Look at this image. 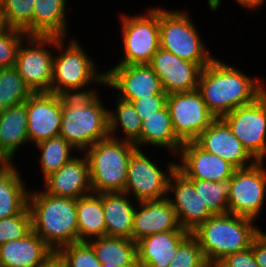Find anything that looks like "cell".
I'll return each mask as SVG.
<instances>
[{"label": "cell", "mask_w": 266, "mask_h": 267, "mask_svg": "<svg viewBox=\"0 0 266 267\" xmlns=\"http://www.w3.org/2000/svg\"><path fill=\"white\" fill-rule=\"evenodd\" d=\"M263 79L250 77L233 65L214 58L201 70L197 90L208 110L221 118L234 109L250 104L265 91Z\"/></svg>", "instance_id": "6da1fadb"}, {"label": "cell", "mask_w": 266, "mask_h": 267, "mask_svg": "<svg viewBox=\"0 0 266 267\" xmlns=\"http://www.w3.org/2000/svg\"><path fill=\"white\" fill-rule=\"evenodd\" d=\"M99 95L62 96L60 136L80 154L110 136L108 109Z\"/></svg>", "instance_id": "7a4b0ae2"}, {"label": "cell", "mask_w": 266, "mask_h": 267, "mask_svg": "<svg viewBox=\"0 0 266 267\" xmlns=\"http://www.w3.org/2000/svg\"><path fill=\"white\" fill-rule=\"evenodd\" d=\"M28 208L32 231L57 253L62 247L79 242L76 200L56 197L42 191H29Z\"/></svg>", "instance_id": "3957f363"}, {"label": "cell", "mask_w": 266, "mask_h": 267, "mask_svg": "<svg viewBox=\"0 0 266 267\" xmlns=\"http://www.w3.org/2000/svg\"><path fill=\"white\" fill-rule=\"evenodd\" d=\"M254 221L232 213L212 215L192 232L210 267L216 266L227 255L251 247L261 230Z\"/></svg>", "instance_id": "277c9868"}, {"label": "cell", "mask_w": 266, "mask_h": 267, "mask_svg": "<svg viewBox=\"0 0 266 267\" xmlns=\"http://www.w3.org/2000/svg\"><path fill=\"white\" fill-rule=\"evenodd\" d=\"M68 40L66 45V37L55 36L54 48L59 55H54L53 59L51 93L66 96L96 92L95 88L89 89L87 85H105V72L97 70V64L81 43L76 39Z\"/></svg>", "instance_id": "5b68a950"}, {"label": "cell", "mask_w": 266, "mask_h": 267, "mask_svg": "<svg viewBox=\"0 0 266 267\" xmlns=\"http://www.w3.org/2000/svg\"><path fill=\"white\" fill-rule=\"evenodd\" d=\"M136 149L131 142L108 136L85 150L93 193L124 192L128 163Z\"/></svg>", "instance_id": "8992f818"}, {"label": "cell", "mask_w": 266, "mask_h": 267, "mask_svg": "<svg viewBox=\"0 0 266 267\" xmlns=\"http://www.w3.org/2000/svg\"><path fill=\"white\" fill-rule=\"evenodd\" d=\"M190 18L184 10H166L159 6L160 48L203 68L215 57Z\"/></svg>", "instance_id": "52a82bcc"}, {"label": "cell", "mask_w": 266, "mask_h": 267, "mask_svg": "<svg viewBox=\"0 0 266 267\" xmlns=\"http://www.w3.org/2000/svg\"><path fill=\"white\" fill-rule=\"evenodd\" d=\"M119 20L124 53L115 65L148 64L160 48L159 7L143 14H122Z\"/></svg>", "instance_id": "ba28073f"}, {"label": "cell", "mask_w": 266, "mask_h": 267, "mask_svg": "<svg viewBox=\"0 0 266 267\" xmlns=\"http://www.w3.org/2000/svg\"><path fill=\"white\" fill-rule=\"evenodd\" d=\"M54 46L55 36L27 35L18 48L14 67L33 93H51Z\"/></svg>", "instance_id": "9c48e42d"}, {"label": "cell", "mask_w": 266, "mask_h": 267, "mask_svg": "<svg viewBox=\"0 0 266 267\" xmlns=\"http://www.w3.org/2000/svg\"><path fill=\"white\" fill-rule=\"evenodd\" d=\"M155 162L143 153L142 148H137L130 157L124 193L133 194L136 202L168 196V181L177 163L169 162L165 171Z\"/></svg>", "instance_id": "30bf717a"}, {"label": "cell", "mask_w": 266, "mask_h": 267, "mask_svg": "<svg viewBox=\"0 0 266 267\" xmlns=\"http://www.w3.org/2000/svg\"><path fill=\"white\" fill-rule=\"evenodd\" d=\"M264 162L256 161L251 166L235 169L228 198L229 213L258 221L266 197Z\"/></svg>", "instance_id": "8fae6325"}, {"label": "cell", "mask_w": 266, "mask_h": 267, "mask_svg": "<svg viewBox=\"0 0 266 267\" xmlns=\"http://www.w3.org/2000/svg\"><path fill=\"white\" fill-rule=\"evenodd\" d=\"M221 119L256 160L266 157V91L254 102L240 106Z\"/></svg>", "instance_id": "7c38bea8"}, {"label": "cell", "mask_w": 266, "mask_h": 267, "mask_svg": "<svg viewBox=\"0 0 266 267\" xmlns=\"http://www.w3.org/2000/svg\"><path fill=\"white\" fill-rule=\"evenodd\" d=\"M167 106L174 132L183 143L194 141L216 119L198 90L168 94Z\"/></svg>", "instance_id": "4fadbf2b"}, {"label": "cell", "mask_w": 266, "mask_h": 267, "mask_svg": "<svg viewBox=\"0 0 266 267\" xmlns=\"http://www.w3.org/2000/svg\"><path fill=\"white\" fill-rule=\"evenodd\" d=\"M104 86L117 90V97L128 102L150 95H168L148 64L116 65L105 71Z\"/></svg>", "instance_id": "5bb4252c"}, {"label": "cell", "mask_w": 266, "mask_h": 267, "mask_svg": "<svg viewBox=\"0 0 266 267\" xmlns=\"http://www.w3.org/2000/svg\"><path fill=\"white\" fill-rule=\"evenodd\" d=\"M167 198L175 209L180 227L190 233L212 216L194 188V179L187 178L177 168L170 175Z\"/></svg>", "instance_id": "9a60e30c"}, {"label": "cell", "mask_w": 266, "mask_h": 267, "mask_svg": "<svg viewBox=\"0 0 266 267\" xmlns=\"http://www.w3.org/2000/svg\"><path fill=\"white\" fill-rule=\"evenodd\" d=\"M27 134L34 145L60 135L62 96L53 93H33L25 102Z\"/></svg>", "instance_id": "2e32d148"}, {"label": "cell", "mask_w": 266, "mask_h": 267, "mask_svg": "<svg viewBox=\"0 0 266 267\" xmlns=\"http://www.w3.org/2000/svg\"><path fill=\"white\" fill-rule=\"evenodd\" d=\"M148 65L160 78L166 94L197 90L202 68L197 64L163 50L153 55Z\"/></svg>", "instance_id": "e0dca14e"}, {"label": "cell", "mask_w": 266, "mask_h": 267, "mask_svg": "<svg viewBox=\"0 0 266 267\" xmlns=\"http://www.w3.org/2000/svg\"><path fill=\"white\" fill-rule=\"evenodd\" d=\"M177 156L180 162H176V168L189 179L222 182L229 180L236 169L221 157L206 152L194 141L184 142Z\"/></svg>", "instance_id": "ac0fdd59"}, {"label": "cell", "mask_w": 266, "mask_h": 267, "mask_svg": "<svg viewBox=\"0 0 266 267\" xmlns=\"http://www.w3.org/2000/svg\"><path fill=\"white\" fill-rule=\"evenodd\" d=\"M194 142L206 152L228 161L236 169L256 162L221 118H216Z\"/></svg>", "instance_id": "d6986e66"}, {"label": "cell", "mask_w": 266, "mask_h": 267, "mask_svg": "<svg viewBox=\"0 0 266 267\" xmlns=\"http://www.w3.org/2000/svg\"><path fill=\"white\" fill-rule=\"evenodd\" d=\"M73 156L57 172L48 176L42 183L46 193L77 200L93 193L90 183L89 162L85 153Z\"/></svg>", "instance_id": "ffe728a7"}, {"label": "cell", "mask_w": 266, "mask_h": 267, "mask_svg": "<svg viewBox=\"0 0 266 267\" xmlns=\"http://www.w3.org/2000/svg\"><path fill=\"white\" fill-rule=\"evenodd\" d=\"M133 215L131 240L140 241L151 234L166 231H186L179 225L169 198L137 202Z\"/></svg>", "instance_id": "44dd1931"}, {"label": "cell", "mask_w": 266, "mask_h": 267, "mask_svg": "<svg viewBox=\"0 0 266 267\" xmlns=\"http://www.w3.org/2000/svg\"><path fill=\"white\" fill-rule=\"evenodd\" d=\"M55 252L45 241L31 231L27 236L0 245L2 267H39Z\"/></svg>", "instance_id": "7402d4cb"}, {"label": "cell", "mask_w": 266, "mask_h": 267, "mask_svg": "<svg viewBox=\"0 0 266 267\" xmlns=\"http://www.w3.org/2000/svg\"><path fill=\"white\" fill-rule=\"evenodd\" d=\"M188 231L151 234L137 242L139 267H168L178 247L191 235Z\"/></svg>", "instance_id": "603a6c76"}, {"label": "cell", "mask_w": 266, "mask_h": 267, "mask_svg": "<svg viewBox=\"0 0 266 267\" xmlns=\"http://www.w3.org/2000/svg\"><path fill=\"white\" fill-rule=\"evenodd\" d=\"M27 122L25 103L0 111V158L4 162H14L16 152L29 142Z\"/></svg>", "instance_id": "cb8c5ba5"}, {"label": "cell", "mask_w": 266, "mask_h": 267, "mask_svg": "<svg viewBox=\"0 0 266 267\" xmlns=\"http://www.w3.org/2000/svg\"><path fill=\"white\" fill-rule=\"evenodd\" d=\"M127 193H102L106 236L131 239L135 201ZM133 202V203H132Z\"/></svg>", "instance_id": "d4e9b609"}, {"label": "cell", "mask_w": 266, "mask_h": 267, "mask_svg": "<svg viewBox=\"0 0 266 267\" xmlns=\"http://www.w3.org/2000/svg\"><path fill=\"white\" fill-rule=\"evenodd\" d=\"M13 162L0 165V219L20 214L28 206L29 191Z\"/></svg>", "instance_id": "484cf974"}, {"label": "cell", "mask_w": 266, "mask_h": 267, "mask_svg": "<svg viewBox=\"0 0 266 267\" xmlns=\"http://www.w3.org/2000/svg\"><path fill=\"white\" fill-rule=\"evenodd\" d=\"M101 264L111 267H139L137 243L123 237H98L87 241Z\"/></svg>", "instance_id": "4316f807"}, {"label": "cell", "mask_w": 266, "mask_h": 267, "mask_svg": "<svg viewBox=\"0 0 266 267\" xmlns=\"http://www.w3.org/2000/svg\"><path fill=\"white\" fill-rule=\"evenodd\" d=\"M143 145L162 147L164 150L171 151L170 154L175 155V157L178 155L183 142L174 132L167 105L142 121L141 147Z\"/></svg>", "instance_id": "83f0119b"}, {"label": "cell", "mask_w": 266, "mask_h": 267, "mask_svg": "<svg viewBox=\"0 0 266 267\" xmlns=\"http://www.w3.org/2000/svg\"><path fill=\"white\" fill-rule=\"evenodd\" d=\"M67 0H35L33 10V35L66 37Z\"/></svg>", "instance_id": "f1b7e54d"}, {"label": "cell", "mask_w": 266, "mask_h": 267, "mask_svg": "<svg viewBox=\"0 0 266 267\" xmlns=\"http://www.w3.org/2000/svg\"><path fill=\"white\" fill-rule=\"evenodd\" d=\"M79 242L106 236L101 194L91 193L76 200Z\"/></svg>", "instance_id": "f546056e"}, {"label": "cell", "mask_w": 266, "mask_h": 267, "mask_svg": "<svg viewBox=\"0 0 266 267\" xmlns=\"http://www.w3.org/2000/svg\"><path fill=\"white\" fill-rule=\"evenodd\" d=\"M116 101V109H114L116 111L108 110L110 136L116 139L122 138V140L131 142L141 149L142 120L131 102L118 97ZM117 129L119 130L117 131ZM120 129L125 137L119 138L120 134L116 136Z\"/></svg>", "instance_id": "4dcf8cb0"}, {"label": "cell", "mask_w": 266, "mask_h": 267, "mask_svg": "<svg viewBox=\"0 0 266 267\" xmlns=\"http://www.w3.org/2000/svg\"><path fill=\"white\" fill-rule=\"evenodd\" d=\"M35 147L41 153L38 160L41 165L43 181L65 165L74 156L73 151L76 152V149L60 135L41 141Z\"/></svg>", "instance_id": "1f68e13d"}, {"label": "cell", "mask_w": 266, "mask_h": 267, "mask_svg": "<svg viewBox=\"0 0 266 267\" xmlns=\"http://www.w3.org/2000/svg\"><path fill=\"white\" fill-rule=\"evenodd\" d=\"M32 94L15 67L0 69V111L25 103Z\"/></svg>", "instance_id": "d6a6232c"}, {"label": "cell", "mask_w": 266, "mask_h": 267, "mask_svg": "<svg viewBox=\"0 0 266 267\" xmlns=\"http://www.w3.org/2000/svg\"><path fill=\"white\" fill-rule=\"evenodd\" d=\"M194 188L212 215L229 213L231 178L222 182L194 179Z\"/></svg>", "instance_id": "836d02e7"}, {"label": "cell", "mask_w": 266, "mask_h": 267, "mask_svg": "<svg viewBox=\"0 0 266 267\" xmlns=\"http://www.w3.org/2000/svg\"><path fill=\"white\" fill-rule=\"evenodd\" d=\"M34 2L35 0H1L8 26L33 35Z\"/></svg>", "instance_id": "e575fe53"}, {"label": "cell", "mask_w": 266, "mask_h": 267, "mask_svg": "<svg viewBox=\"0 0 266 267\" xmlns=\"http://www.w3.org/2000/svg\"><path fill=\"white\" fill-rule=\"evenodd\" d=\"M57 255L65 267H101L92 247L87 242H77L62 247Z\"/></svg>", "instance_id": "d590c367"}, {"label": "cell", "mask_w": 266, "mask_h": 267, "mask_svg": "<svg viewBox=\"0 0 266 267\" xmlns=\"http://www.w3.org/2000/svg\"><path fill=\"white\" fill-rule=\"evenodd\" d=\"M32 231V219L28 206L17 215L0 219V245L27 236Z\"/></svg>", "instance_id": "8d00e7d4"}, {"label": "cell", "mask_w": 266, "mask_h": 267, "mask_svg": "<svg viewBox=\"0 0 266 267\" xmlns=\"http://www.w3.org/2000/svg\"><path fill=\"white\" fill-rule=\"evenodd\" d=\"M168 267H210L198 240L191 234L177 249Z\"/></svg>", "instance_id": "74e56055"}, {"label": "cell", "mask_w": 266, "mask_h": 267, "mask_svg": "<svg viewBox=\"0 0 266 267\" xmlns=\"http://www.w3.org/2000/svg\"><path fill=\"white\" fill-rule=\"evenodd\" d=\"M27 34L15 28H9L0 34V69L14 67L21 42Z\"/></svg>", "instance_id": "f35d334b"}, {"label": "cell", "mask_w": 266, "mask_h": 267, "mask_svg": "<svg viewBox=\"0 0 266 267\" xmlns=\"http://www.w3.org/2000/svg\"><path fill=\"white\" fill-rule=\"evenodd\" d=\"M168 95H150L145 98H139L131 101L140 119L143 121L167 105Z\"/></svg>", "instance_id": "ab89813d"}, {"label": "cell", "mask_w": 266, "mask_h": 267, "mask_svg": "<svg viewBox=\"0 0 266 267\" xmlns=\"http://www.w3.org/2000/svg\"><path fill=\"white\" fill-rule=\"evenodd\" d=\"M216 267H258L252 246L233 254L227 255Z\"/></svg>", "instance_id": "60d3db41"}, {"label": "cell", "mask_w": 266, "mask_h": 267, "mask_svg": "<svg viewBox=\"0 0 266 267\" xmlns=\"http://www.w3.org/2000/svg\"><path fill=\"white\" fill-rule=\"evenodd\" d=\"M258 267H266V233L262 229L251 244Z\"/></svg>", "instance_id": "b9f144b4"}, {"label": "cell", "mask_w": 266, "mask_h": 267, "mask_svg": "<svg viewBox=\"0 0 266 267\" xmlns=\"http://www.w3.org/2000/svg\"><path fill=\"white\" fill-rule=\"evenodd\" d=\"M237 4H240L242 7H245L246 10L248 9L247 14H251L252 12L259 7H262V5L266 2V0H235ZM250 10V11H249Z\"/></svg>", "instance_id": "7bdbcfd3"}, {"label": "cell", "mask_w": 266, "mask_h": 267, "mask_svg": "<svg viewBox=\"0 0 266 267\" xmlns=\"http://www.w3.org/2000/svg\"><path fill=\"white\" fill-rule=\"evenodd\" d=\"M39 267H65L63 260L55 253L44 264Z\"/></svg>", "instance_id": "ee69618b"}, {"label": "cell", "mask_w": 266, "mask_h": 267, "mask_svg": "<svg viewBox=\"0 0 266 267\" xmlns=\"http://www.w3.org/2000/svg\"><path fill=\"white\" fill-rule=\"evenodd\" d=\"M10 27L8 26L5 15H4V10L1 4L0 0V34L6 32Z\"/></svg>", "instance_id": "f6af8a7d"}, {"label": "cell", "mask_w": 266, "mask_h": 267, "mask_svg": "<svg viewBox=\"0 0 266 267\" xmlns=\"http://www.w3.org/2000/svg\"><path fill=\"white\" fill-rule=\"evenodd\" d=\"M101 267H111V266H107V264H102Z\"/></svg>", "instance_id": "bcb514c9"}, {"label": "cell", "mask_w": 266, "mask_h": 267, "mask_svg": "<svg viewBox=\"0 0 266 267\" xmlns=\"http://www.w3.org/2000/svg\"><path fill=\"white\" fill-rule=\"evenodd\" d=\"M4 163V161L0 158V165H2Z\"/></svg>", "instance_id": "7dc6e473"}]
</instances>
